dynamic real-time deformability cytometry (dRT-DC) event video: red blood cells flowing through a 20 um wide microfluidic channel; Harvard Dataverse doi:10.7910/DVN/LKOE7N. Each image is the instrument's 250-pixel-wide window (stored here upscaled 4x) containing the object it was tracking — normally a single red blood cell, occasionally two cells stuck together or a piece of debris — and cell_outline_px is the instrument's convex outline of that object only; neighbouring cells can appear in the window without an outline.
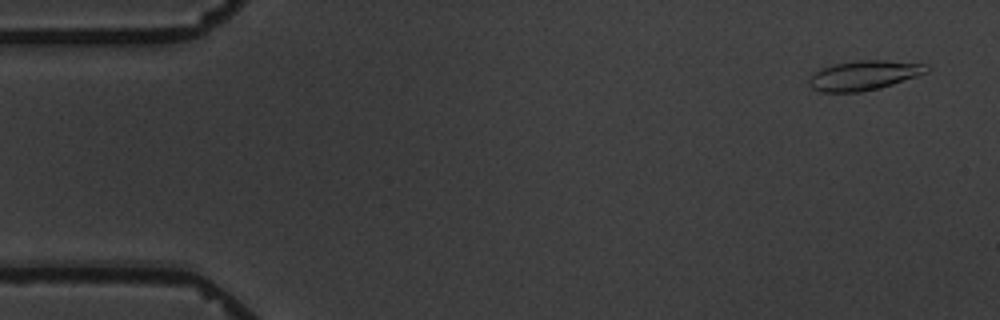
{"species": "common noctule bat (a hibernating species)", "species_latin": "Nyctalus noctula", "temperature_condition": "warm", "stored_images_in_passage": 5, "camera_frame_rate_fps": 3000, "um_per_image_px": 0.085, "animal": {"sex": "male", "body_mass_g": 19.5, "forearm_length_mm": 54.6}, "frame": {"image": 1, "passage_image": 1, "time_ms": 0.0, "image_size_px": [1000, 320], "cell_outline_px": [[932, 68], [928, 72], [880, 88], [860, 92], [820, 92], [812, 88], [808, 84], [808, 80], [812, 72], [820, 68], [836, 64], [856, 60], [884, 60], [928, 64]], "centroid_in_image_um": [73.42, 6.4], "position_along_channel_um": 11.6, "area_um2": 20.46}}